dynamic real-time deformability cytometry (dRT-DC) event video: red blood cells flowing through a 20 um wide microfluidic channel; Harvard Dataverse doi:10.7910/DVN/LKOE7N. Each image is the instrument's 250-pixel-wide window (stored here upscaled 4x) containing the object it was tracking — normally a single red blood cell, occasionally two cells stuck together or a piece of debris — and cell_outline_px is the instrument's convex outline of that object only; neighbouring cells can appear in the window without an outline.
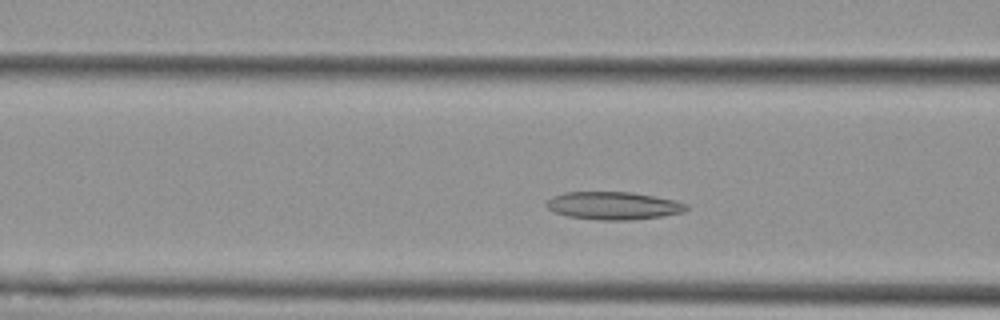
{"species": "Egyptian fruit bat (a non-hibernating species)", "species_latin": "Rousettus aegyptiacus", "temperature_condition": "cold", "stored_images_in_passage": 45, "camera_frame_rate_fps": 3000, "um_per_image_px": 0.085, "animal": {"sex": "female"}, "frame": {"image": 1, "passage_image": 11, "time_ms": 3.333, "image_size_px": [1000, 320], "cell_outline_px": [[688, 208], [684, 212], [664, 216], [632, 220], [600, 220], [568, 216], [552, 212], [544, 204], [552, 196], [564, 192], [632, 192], [676, 200], [688, 204]], "centroid_in_image_um": [52.15, 17.48], "position_along_channel_um": 114.5, "area_um2": 22.89}}
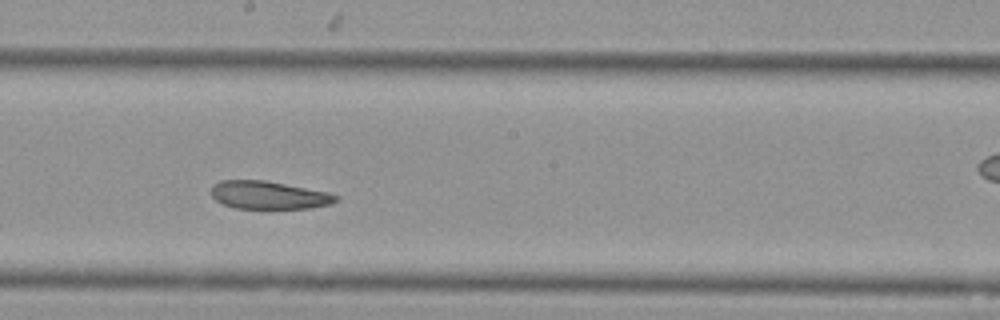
{"frame": {"image": 2, "passage_image": 20, "time_ms": 6.333, "image_size_px": [1000, 320], "cell_outline_px": [[340, 196], [336, 200], [328, 204], [312, 208], [236, 208], [224, 204], [216, 200], [212, 196], [212, 184], [220, 180], [264, 180], [328, 192]], "centroid_in_image_um": [22.82, 16.57], "position_along_channel_um": 225.4, "area_um2": 20.11}}
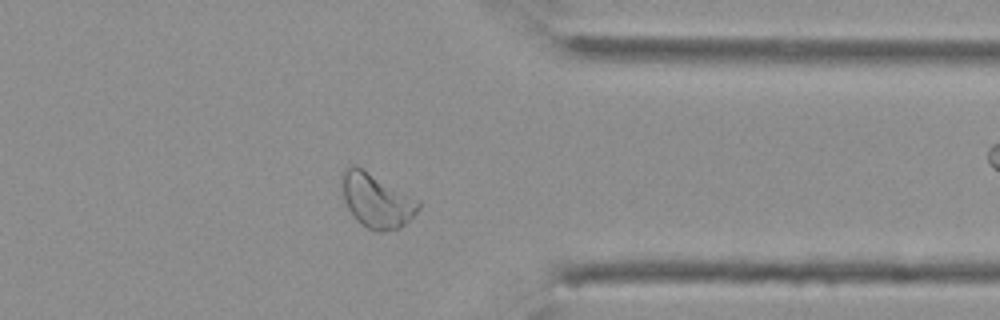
{"frame": {"image": 3, "passage_image": 33, "time_ms": 10.667, "image_size_px": [1000, 320], "cell_outline_px": [[420, 208], [400, 228], [380, 232], [376, 232], [360, 224], [356, 220], [348, 208], [344, 200], [340, 176], [344, 168], [348, 164], [356, 164], [420, 200]], "centroid_in_image_um": [31.97, 17.01], "position_along_channel_um": 379.4, "area_um2": 24.51}, "authors_computed_cell_mechanics": {"area_um2": 23.409, "velocity_mm_per_s": 3.718, "shape_relaxation_time_tau1_ms": 10.8746, "shape_relaxation_time_tau2_ms": 5.3632, "deformation_change_tau1": 0.1606, "deformation_change_tau2": 0.1144}}